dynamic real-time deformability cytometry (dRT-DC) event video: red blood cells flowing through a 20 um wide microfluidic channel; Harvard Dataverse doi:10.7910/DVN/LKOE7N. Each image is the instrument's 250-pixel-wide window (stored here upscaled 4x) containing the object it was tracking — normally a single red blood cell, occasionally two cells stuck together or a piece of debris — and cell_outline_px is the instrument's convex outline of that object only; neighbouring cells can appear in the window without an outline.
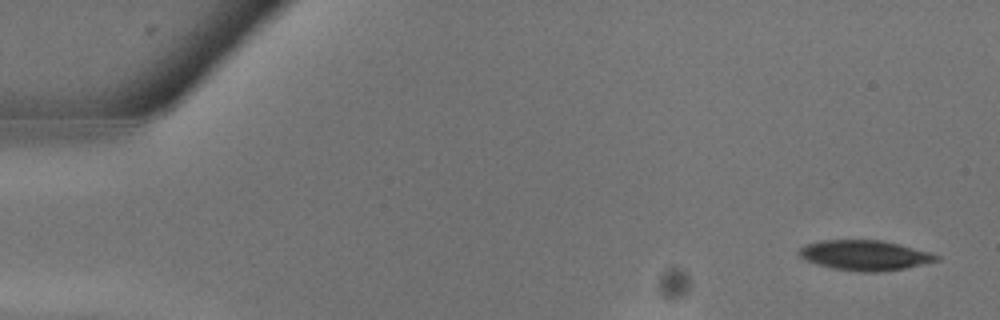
{"species": "common noctule bat (a hibernating species)", "species_latin": "Nyctalus noctula", "temperature_condition": "warm", "stored_images_in_passage": 11, "segment_of_instrument_passage": [1, 2], "camera_frame_rate_fps": 3000, "um_per_image_px": 0.085, "animal": {"sex": "male", "body_mass_g": 13.3}, "frame": {"image": 1, "passage_image": 1, "time_ms": 0.0, "image_size_px": [1000, 320], "cell_outline_px": [[940, 260], [904, 268], [880, 272], [856, 272], [832, 268], [816, 264], [800, 256], [796, 252], [804, 244], [820, 240], [884, 240], [932, 252], [940, 256]], "centroid_in_image_um": [73.51, 21.69], "position_along_channel_um": 11.5, "area_um2": 24.33}}
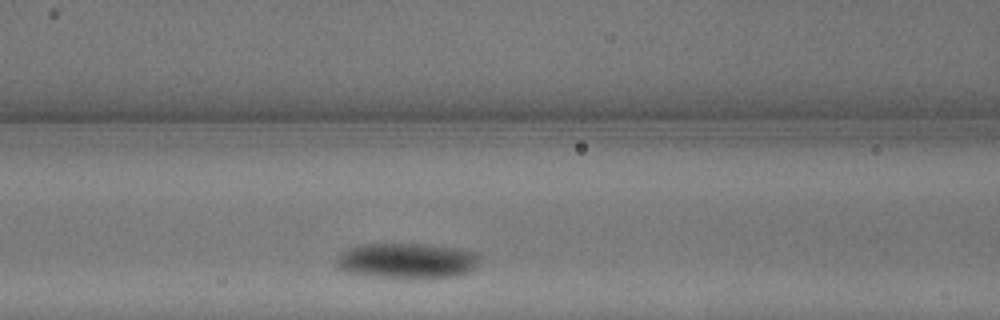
{"frame": {"image": 2, "passage_image": 8, "time_ms": 2.333, "image_size_px": [1000, 320], "cell_outline_px": [[480, 260], [476, 268], [460, 276], [372, 276], [344, 272], [336, 264], [336, 260], [348, 248], [360, 244], [424, 244], [452, 248], [476, 252], [480, 256]], "centroid_in_image_um": [34.61, 22.14], "position_along_channel_um": 132.0, "area_um2": 28.84}}
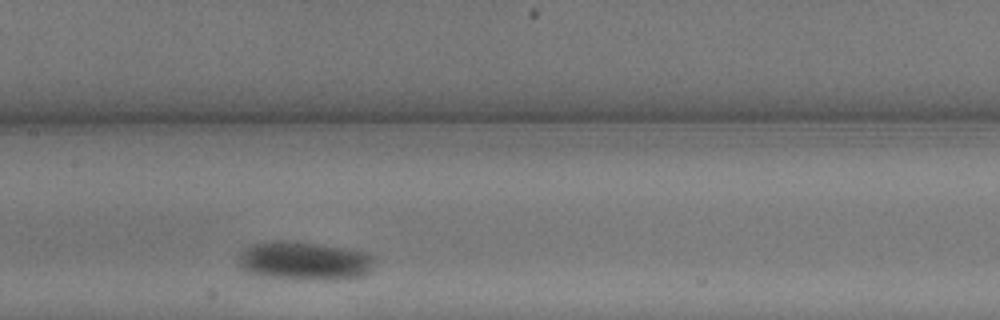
{"frame": {"image": 3, "passage_image": 10, "time_ms": 3.0, "image_size_px": [1000, 320], "cell_outline_px": [[376, 264], [368, 272], [360, 276], [340, 280], [308, 280], [264, 276], [244, 272], [240, 268], [236, 260], [236, 256], [244, 248], [252, 244], [316, 244], [364, 252], [376, 256]], "centroid_in_image_um": [25.89, 22.24], "position_along_channel_um": 181.5, "area_um2": 30.0}}